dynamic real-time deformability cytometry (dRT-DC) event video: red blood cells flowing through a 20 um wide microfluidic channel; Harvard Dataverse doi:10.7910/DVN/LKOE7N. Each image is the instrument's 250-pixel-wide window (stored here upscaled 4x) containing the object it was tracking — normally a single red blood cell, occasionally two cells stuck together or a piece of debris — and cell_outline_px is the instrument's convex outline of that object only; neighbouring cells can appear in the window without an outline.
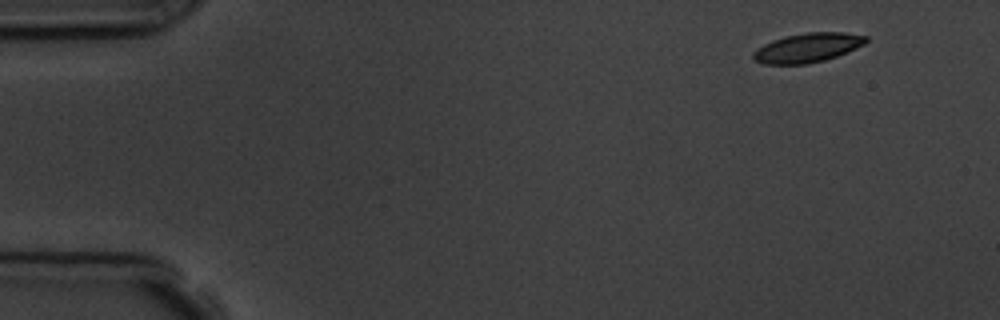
{"species": "common noctule bat (a hibernating species)", "species_latin": "Nyctalus noctula", "temperature_condition": "room temperature", "stored_images_in_passage": 6, "camera_frame_rate_fps": 3000, "um_per_image_px": 0.085, "animal": {"sex": "male", "body_mass_g": 19.5, "forearm_length_mm": 54.6}, "frame": {"image": 1, "passage_image": 1, "time_ms": 0.0, "image_size_px": [1000, 320], "cell_outline_px": [[868, 40], [864, 44], [836, 56], [824, 60], [808, 64], [764, 64], [752, 60], [752, 52], [756, 48], [772, 40], [784, 36], [804, 32], [844, 32], [868, 36]], "centroid_in_image_um": [68.59, 4.05], "position_along_channel_um": 16.4, "area_um2": 19.36}}